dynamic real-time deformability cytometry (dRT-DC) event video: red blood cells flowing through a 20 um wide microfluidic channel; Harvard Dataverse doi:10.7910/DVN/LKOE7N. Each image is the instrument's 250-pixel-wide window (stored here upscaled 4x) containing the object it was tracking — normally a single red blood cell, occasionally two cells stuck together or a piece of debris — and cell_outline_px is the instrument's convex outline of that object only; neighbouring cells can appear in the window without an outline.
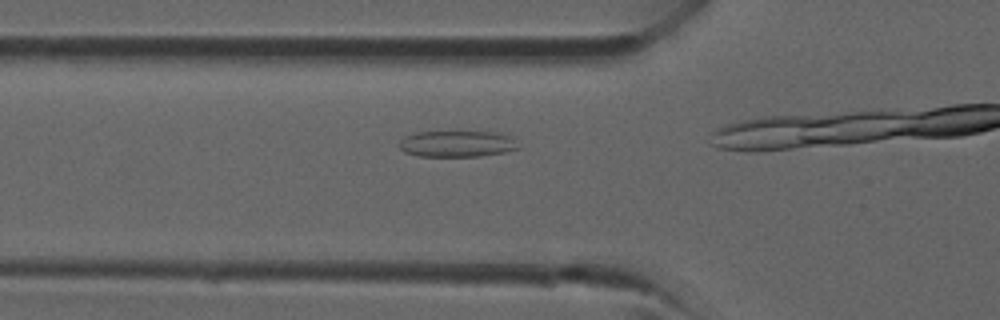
{"species": "common noctule bat (a hibernating species)", "species_latin": "Nyctalus noctula", "temperature_condition": "room temperature", "stored_images_in_passage": 4, "camera_frame_rate_fps": 3000, "um_per_image_px": 0.085, "animal": {"sex": "male", "forearm_length_mm": 52.5}, "frame": {"image": 1, "passage_image": 2, "time_ms": 0.333, "image_size_px": [1000, 320], "cell_outline_px": [[520, 148], [504, 152], [480, 156], [416, 156], [404, 152], [400, 148], [400, 140], [404, 136], [416, 132], [496, 132], [508, 136]], "centroid_in_image_um": [38.79, 12.23], "position_along_channel_um": 87.0, "area_um2": 18.03}}